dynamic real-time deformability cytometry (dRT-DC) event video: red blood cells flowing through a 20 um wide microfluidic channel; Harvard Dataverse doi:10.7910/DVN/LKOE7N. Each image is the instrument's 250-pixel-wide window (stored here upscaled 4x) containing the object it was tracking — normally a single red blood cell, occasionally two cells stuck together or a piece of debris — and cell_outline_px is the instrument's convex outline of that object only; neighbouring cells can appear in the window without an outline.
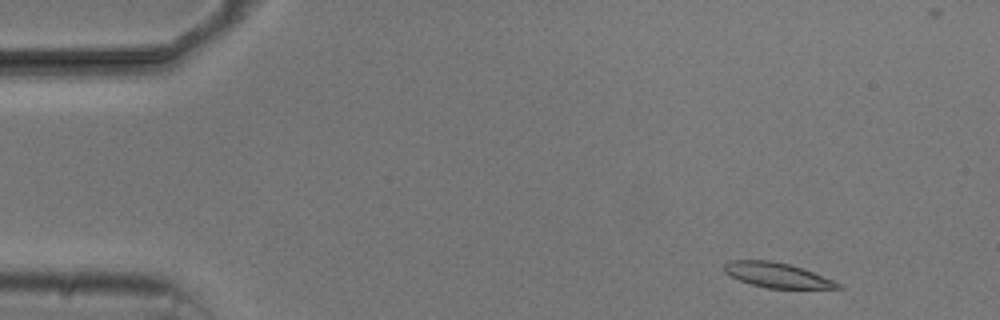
{"species": "common noctule bat (a hibernating species)", "species_latin": "Nyctalus noctula", "temperature_condition": "cold", "stored_images_in_passage": 5, "camera_frame_rate_fps": 3000, "um_per_image_px": 0.085, "animal": {"sex": "male", "body_mass_g": 20.5, "forearm_length_mm": 52.5}, "frame": {"image": 1, "passage_image": 1, "time_ms": 0.0, "image_size_px": [1000, 320], "cell_outline_px": [[844, 288], [768, 288], [752, 284], [740, 280], [724, 272], [724, 264], [728, 260], [768, 260], [788, 264], [836, 280]], "centroid_in_image_um": [66.05, 23.38], "position_along_channel_um": 19.0, "area_um2": 16.24}}
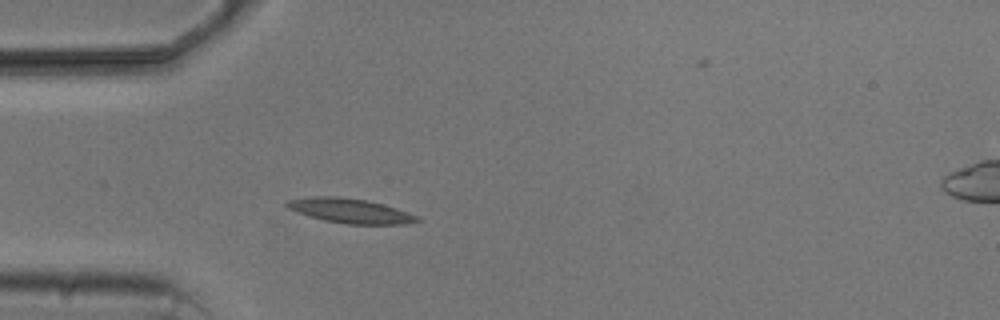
{"frame": {"image": 2, "passage_image": 4, "time_ms": 3.333, "image_size_px": [1000, 320], "cell_outline_px": [[420, 220], [404, 224], [344, 224], [324, 220], [296, 212], [288, 208], [284, 204], [288, 200], [312, 196], [340, 196], [368, 200], [384, 204], [396, 208], [416, 216]], "centroid_in_image_um": [29.72, 17.9], "position_along_channel_um": 55.3, "area_um2": 18.61}}